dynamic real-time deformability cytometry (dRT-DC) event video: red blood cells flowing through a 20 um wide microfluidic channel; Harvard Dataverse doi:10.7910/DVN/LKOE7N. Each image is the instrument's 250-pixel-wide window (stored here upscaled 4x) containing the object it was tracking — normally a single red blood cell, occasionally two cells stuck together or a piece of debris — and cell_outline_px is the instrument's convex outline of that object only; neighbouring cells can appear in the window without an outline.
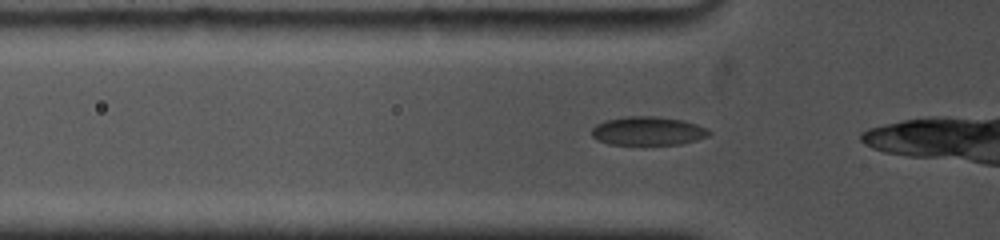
{"species": "common noctule bat (a hibernating species)", "species_latin": "Nyctalus noctula", "temperature_condition": "cold", "stored_images_in_passage": 28, "camera_frame_rate_fps": 5000, "um_per_image_px": 0.085, "animal": {"sex": "female", "body_mass_g": 19.0, "forearm_length_mm": 53.3}, "frame": {"image": 1, "passage_image": 4, "time_ms": 0.8, "image_size_px": [1000, 240], "cell_outline_px": [[712, 132], [708, 136], [696, 140], [680, 144], [608, 144], [596, 140], [592, 136], [592, 128], [596, 124], [604, 120], [624, 116], [656, 116], [684, 120], [708, 128]], "centroid_in_image_um": [55.07, 11.12], "position_along_channel_um": 70.7, "area_um2": 19.77}}
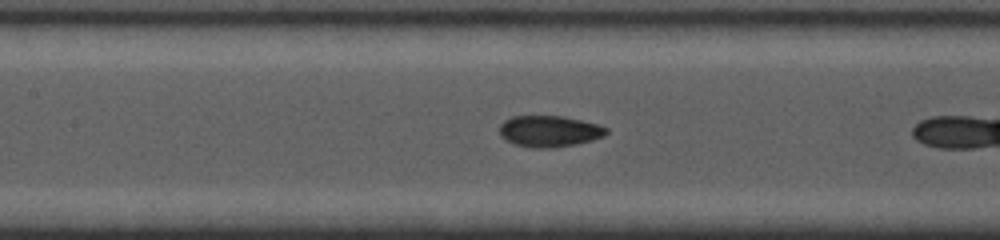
{"frame": {"image": 2, "passage_image": 13, "time_ms": 3.2, "image_size_px": [1000, 240], "cell_outline_px": [[608, 132], [604, 136], [592, 140], [576, 144], [556, 148], [532, 148], [512, 144], [504, 140], [500, 136], [500, 124], [504, 120], [512, 116], [564, 116], [596, 124], [608, 128]], "centroid_in_image_um": [46.66, 11.17], "position_along_channel_um": 160.7, "area_um2": 19.71}}
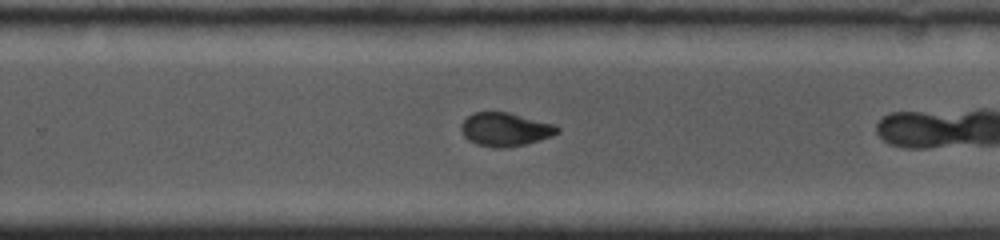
{"frame": {"image": 3, "passage_image": 26, "time_ms": 6.6, "image_size_px": [1000, 240], "cell_outline_px": [[560, 132], [552, 136], [540, 140], [524, 144], [504, 148], [496, 148], [476, 144], [468, 140], [464, 136], [460, 128], [460, 124], [472, 112], [508, 112], [556, 124], [560, 128]], "centroid_in_image_um": [42.95, 10.99], "position_along_channel_um": 286.8, "area_um2": 18.96}}